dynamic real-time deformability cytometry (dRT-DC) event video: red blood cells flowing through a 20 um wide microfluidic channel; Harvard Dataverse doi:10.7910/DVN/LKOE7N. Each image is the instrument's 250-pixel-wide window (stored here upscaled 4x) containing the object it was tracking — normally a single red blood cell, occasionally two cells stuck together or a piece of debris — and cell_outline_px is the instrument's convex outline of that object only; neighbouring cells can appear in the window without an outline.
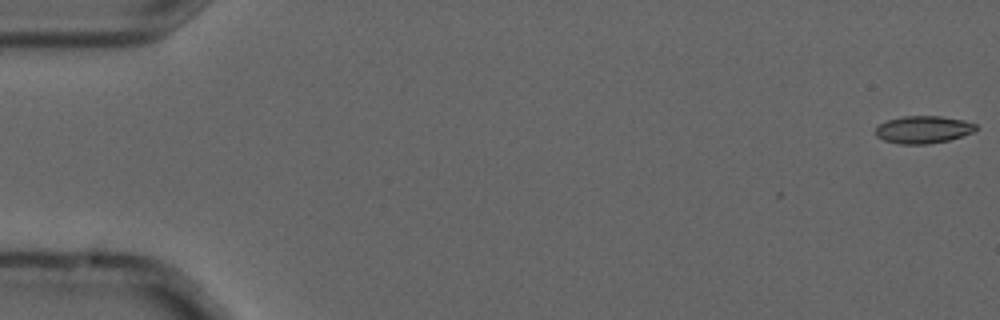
{"species": "common noctule bat (a hibernating species)", "species_latin": "Nyctalus noctula", "temperature_condition": "cold", "stored_images_in_passage": 5, "camera_frame_rate_fps": 3000, "um_per_image_px": 0.085, "animal": {"sex": "male", "forearm_length_mm": 52.5}, "frame": {"image": 1, "passage_image": 1, "time_ms": 0.0, "image_size_px": [1000, 320], "cell_outline_px": [[976, 128], [972, 132], [964, 136], [948, 140], [928, 144], [900, 144], [884, 140], [876, 136], [876, 128], [880, 124], [888, 120], [904, 116], [940, 116], [964, 120], [976, 124]], "centroid_in_image_um": [78.48, 11.02], "position_along_channel_um": 6.5, "area_um2": 15.95}}
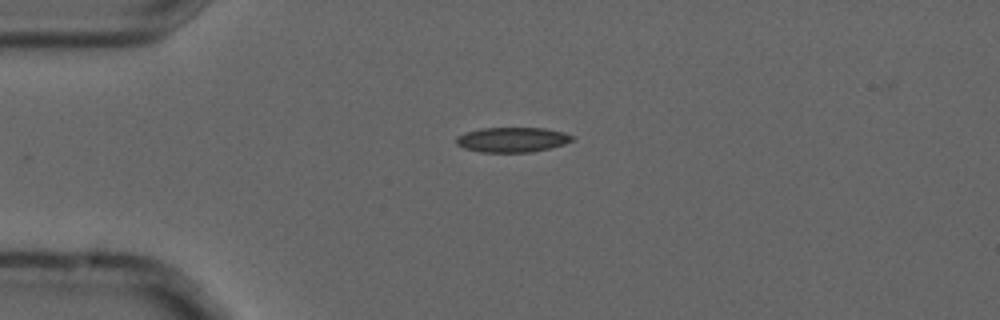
{"frame": {"image": 2, "passage_image": 4, "time_ms": 1.0, "image_size_px": [1000, 320], "cell_outline_px": [[572, 140], [564, 144], [532, 152], [480, 152], [464, 148], [456, 144], [456, 136], [464, 132], [480, 128], [544, 128], [564, 132], [572, 136]], "centroid_in_image_um": [43.48, 11.87], "position_along_channel_um": 41.5, "area_um2": 16.82}}